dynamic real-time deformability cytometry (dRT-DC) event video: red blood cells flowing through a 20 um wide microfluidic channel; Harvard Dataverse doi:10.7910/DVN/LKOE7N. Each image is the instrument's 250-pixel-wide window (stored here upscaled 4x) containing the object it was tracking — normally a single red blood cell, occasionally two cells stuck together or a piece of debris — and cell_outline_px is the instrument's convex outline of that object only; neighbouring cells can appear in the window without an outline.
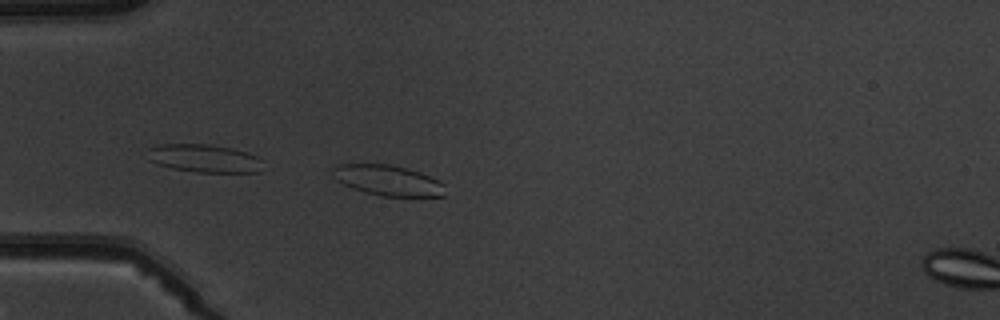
{"species": "common noctule bat (a hibernating species)", "species_latin": "Nyctalus noctula", "temperature_condition": "warm", "stored_images_in_passage": 5, "camera_frame_rate_fps": 3000, "um_per_image_px": 0.085, "animal": {"sex": "male", "body_mass_g": 19.5, "forearm_length_mm": 54.6}, "frame": {"image": 1, "passage_image": 4, "time_ms": 4.333, "image_size_px": [1000, 320], "cell_outline_px": [[444, 196], [380, 196], [364, 192], [352, 188], [336, 180], [332, 176], [332, 168], [336, 164], [392, 164], [420, 172], [444, 184]], "centroid_in_image_um": [32.91, 15.32], "position_along_channel_um": 52.1, "area_um2": 19.94}}